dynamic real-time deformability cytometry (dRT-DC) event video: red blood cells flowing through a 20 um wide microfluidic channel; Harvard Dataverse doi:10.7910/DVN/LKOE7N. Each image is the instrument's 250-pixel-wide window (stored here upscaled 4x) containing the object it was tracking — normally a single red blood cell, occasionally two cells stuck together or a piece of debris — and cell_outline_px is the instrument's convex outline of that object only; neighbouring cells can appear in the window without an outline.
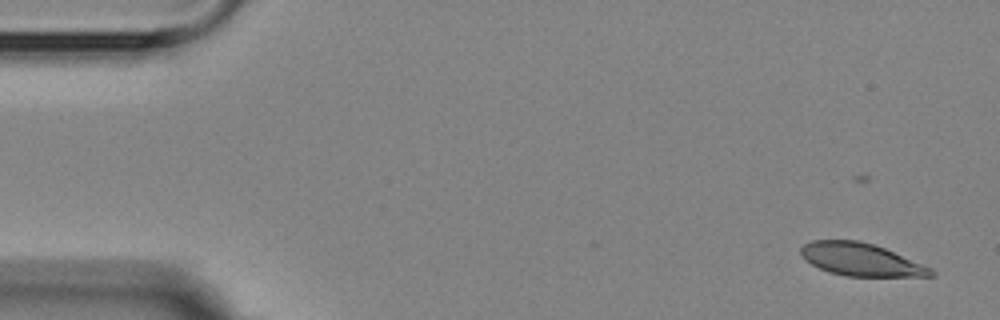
{"species": "Egyptian fruit bat (a non-hibernating species)", "species_latin": "Rousettus aegyptiacus", "temperature_condition": "room temperature", "stored_images_in_passage": 9, "camera_frame_rate_fps": 3000, "um_per_image_px": 0.085, "animal": {"sex": "female"}, "frame": {"image": 1, "passage_image": 2, "time_ms": 1.0, "image_size_px": [1000, 320], "cell_outline_px": [[936, 276], [844, 276], [828, 272], [804, 260], [800, 252], [800, 248], [804, 244], [812, 240], [860, 240], [884, 248], [924, 264], [932, 268], [936, 272]], "centroid_in_image_um": [73.18, 22.06], "position_along_channel_um": 11.8, "area_um2": 24.85}}
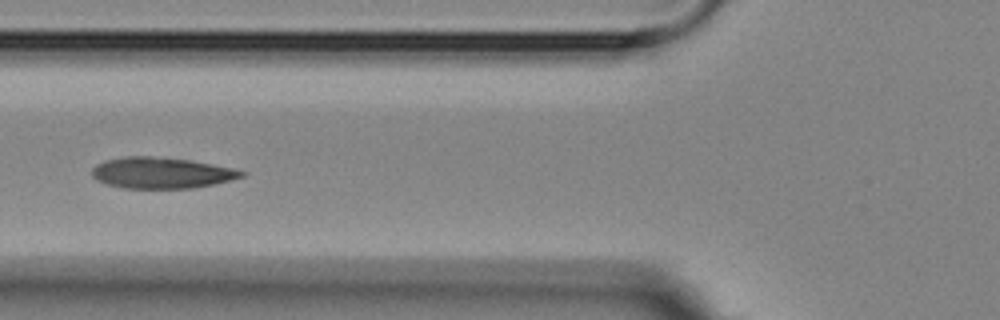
{"frame": {"image": 2, "passage_image": 7, "time_ms": 7.0, "image_size_px": [1000, 320], "cell_outline_px": [[248, 172], [244, 176], [212, 184], [192, 188], [124, 188], [108, 184], [96, 180], [92, 176], [92, 168], [96, 164], [104, 160], [124, 156], [152, 156], [188, 160], [212, 164], [232, 168]], "centroid_in_image_um": [13.68, 14.68], "position_along_channel_um": 112.1, "area_um2": 26.93}}
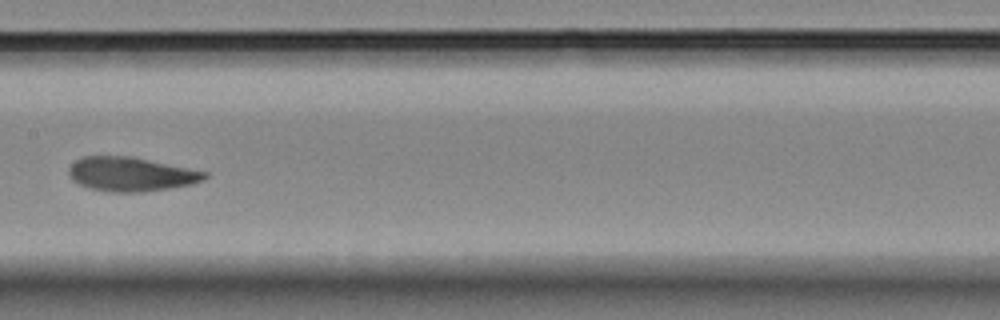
{"frame": {"image": 3, "passage_image": 9, "time_ms": 9.333, "image_size_px": [1000, 320], "cell_outline_px": [[208, 176], [204, 180], [192, 184], [144, 192], [112, 192], [88, 188], [72, 180], [68, 172], [68, 168], [76, 160], [84, 156], [132, 156], [208, 172]], "centroid_in_image_um": [11.13, 14.8], "position_along_channel_um": 196.3, "area_um2": 27.05}}